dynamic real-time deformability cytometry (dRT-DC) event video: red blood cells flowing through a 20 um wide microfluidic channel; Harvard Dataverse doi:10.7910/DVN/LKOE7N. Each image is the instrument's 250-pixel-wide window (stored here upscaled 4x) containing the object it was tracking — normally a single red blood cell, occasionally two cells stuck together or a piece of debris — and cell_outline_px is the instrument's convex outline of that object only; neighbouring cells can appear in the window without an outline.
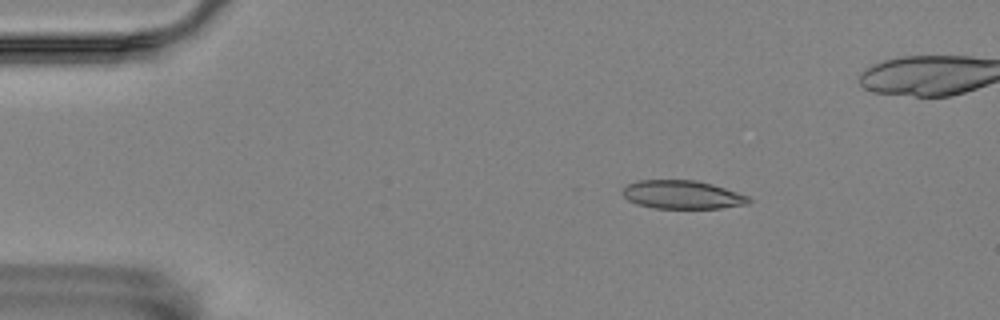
{"species": "Egyptian fruit bat (a non-hibernating species)", "species_latin": "Rousettus aegyptiacus", "temperature_condition": "room temperature", "stored_images_in_passage": 57, "camera_frame_rate_fps": 3000, "um_per_image_px": 0.085, "animal": {"sex": "female"}, "frame": {"image": 1, "passage_image": 8, "time_ms": 2.333, "image_size_px": [1000, 320], "cell_outline_px": [[752, 200], [748, 204], [720, 208], [652, 208], [636, 204], [628, 200], [620, 192], [628, 184], [636, 180], [696, 180], [712, 184], [748, 196]], "centroid_in_image_um": [57.96, 16.55], "position_along_channel_um": 27.0, "area_um2": 20.92}}
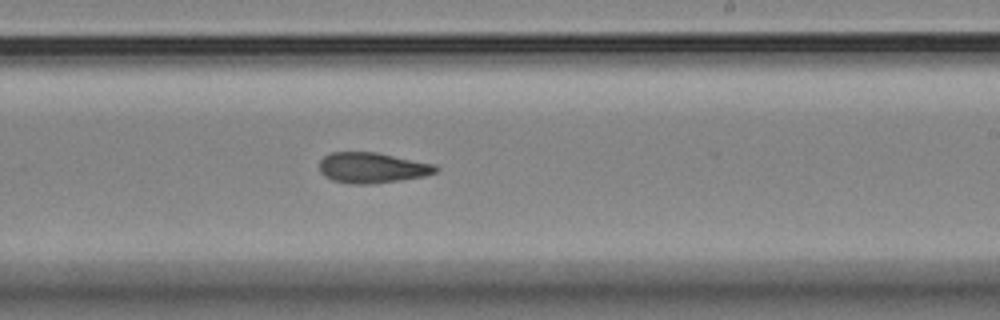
{"frame": {"image": 2, "passage_image": 33, "time_ms": 10.667, "image_size_px": [1000, 320], "cell_outline_px": [[440, 168], [436, 172], [424, 176], [400, 180], [372, 184], [352, 184], [332, 180], [324, 176], [320, 172], [320, 160], [324, 156], [332, 152], [376, 152], [436, 164]], "centroid_in_image_um": [31.65, 14.26], "position_along_channel_um": 257.4, "area_um2": 20.81}}
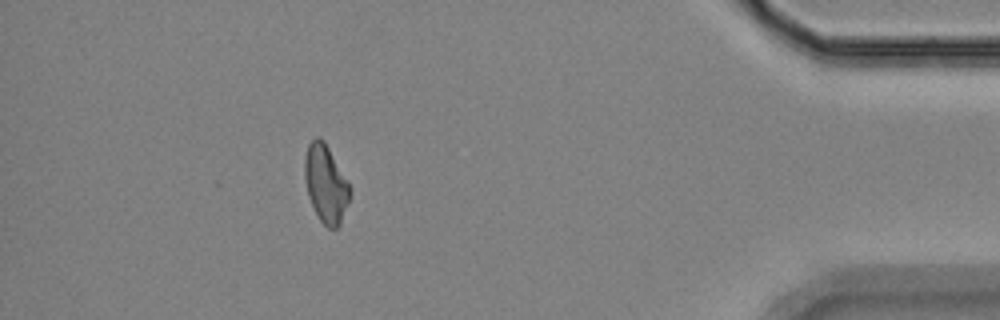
{"frame": {"image": 3, "passage_image": 50, "time_ms": 16.333, "image_size_px": [1000, 320], "cell_outline_px": [[352, 188], [340, 224], [336, 228], [328, 228], [320, 220], [308, 196], [304, 180], [304, 156], [308, 144], [316, 136], [320, 136], [324, 140]], "centroid_in_image_um": [27.67, 15.58], "position_along_channel_um": 407.5, "area_um2": 20.46}, "authors_computed_cell_mechanics": {"area_um2": 20.8658, "velocity_mm_per_s": 3.4858, "shape_relaxation_time_tau1_ms": null, "shape_relaxation_time_tau2_ms": 6.891, "deformation_change_tau1": null, "deformation_change_tau2": 0.1577}}